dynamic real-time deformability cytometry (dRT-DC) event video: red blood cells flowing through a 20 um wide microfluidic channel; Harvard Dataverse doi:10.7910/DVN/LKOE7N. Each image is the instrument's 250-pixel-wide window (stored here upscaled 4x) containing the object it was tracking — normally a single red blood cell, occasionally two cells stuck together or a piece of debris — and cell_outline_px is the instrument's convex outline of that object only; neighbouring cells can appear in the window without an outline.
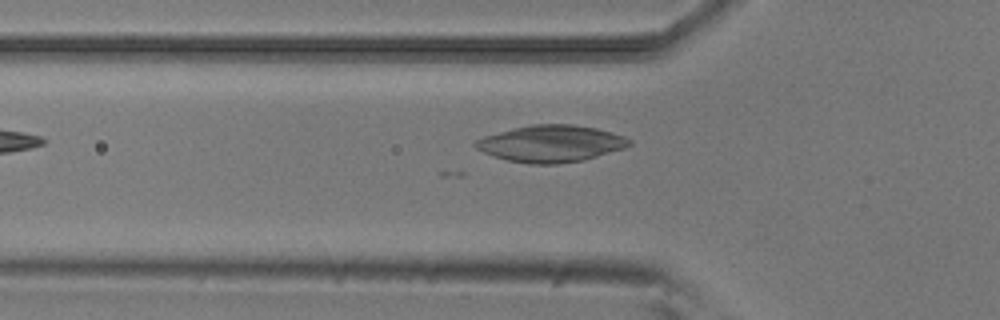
{"species": "common noctule bat (a hibernating species)", "species_latin": "Nyctalus noctula", "temperature_condition": "room temperature", "stored_images_in_passage": 36, "camera_frame_rate_fps": 3000, "um_per_image_px": 0.085, "animal": {"sex": "male", "body_mass_g": 20.5, "forearm_length_mm": 52.5}, "frame": {"image": 1, "passage_image": 4, "time_ms": 1.0, "image_size_px": [1000, 320], "cell_outline_px": [[632, 144], [624, 148], [584, 160], [556, 164], [528, 164], [508, 160], [484, 152], [476, 148], [472, 144], [476, 140], [484, 136], [532, 124], [572, 124], [596, 128], [612, 132], [624, 136], [632, 140]], "centroid_in_image_um": [46.87, 12.21], "position_along_channel_um": 78.9, "area_um2": 32.77}}
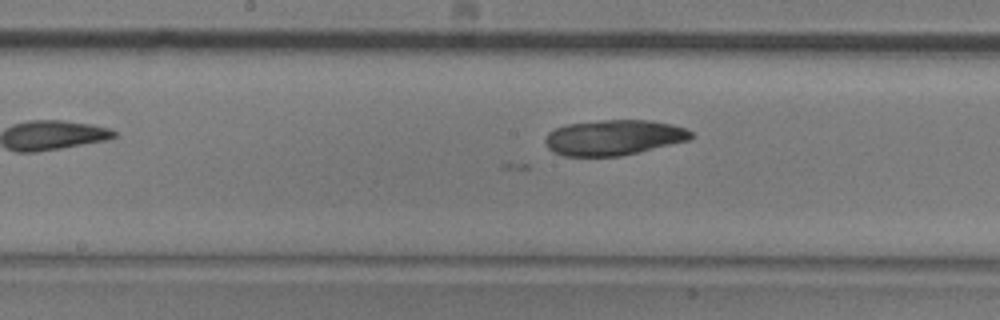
{"frame": {"image": 2, "passage_image": 13, "time_ms": 4.0, "image_size_px": [1000, 320], "cell_outline_px": [[692, 136], [688, 140], [620, 156], [564, 156], [548, 148], [544, 140], [548, 132], [556, 128], [568, 124], [600, 120], [652, 120], [672, 124], [684, 128], [692, 132]], "centroid_in_image_um": [52.14, 11.68], "position_along_channel_um": 196.1, "area_um2": 29.82}}
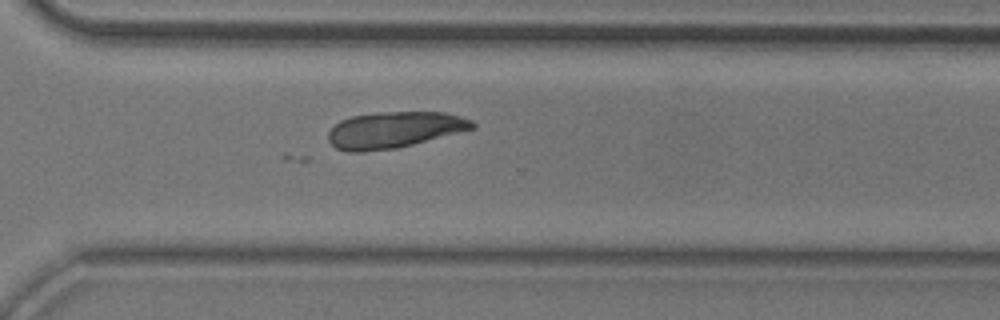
{"frame": {"image": 3, "passage_image": 24, "time_ms": 7.667, "image_size_px": [1000, 320], "cell_outline_px": [[476, 128], [396, 148], [360, 152], [348, 152], [336, 148], [328, 140], [328, 132], [340, 120], [352, 116], [376, 112], [444, 112], [460, 116], [472, 120], [476, 124]], "centroid_in_image_um": [33.5, 11.03], "position_along_channel_um": 337.1, "area_um2": 30.4}}